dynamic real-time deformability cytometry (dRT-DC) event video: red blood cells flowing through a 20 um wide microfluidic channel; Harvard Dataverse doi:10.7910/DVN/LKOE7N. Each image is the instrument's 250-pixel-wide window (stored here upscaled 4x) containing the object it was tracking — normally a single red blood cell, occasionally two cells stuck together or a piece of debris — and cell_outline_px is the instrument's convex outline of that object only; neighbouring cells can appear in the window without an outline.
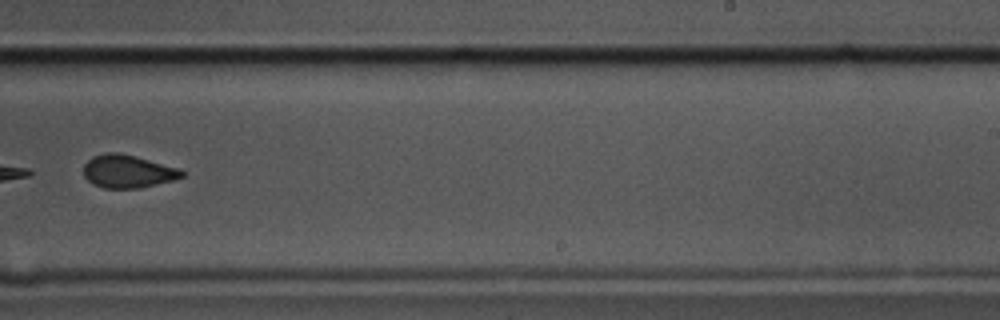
{"species": "common noctule bat (a hibernating species)", "species_latin": "Nyctalus noctula", "temperature_condition": "cold", "stored_images_in_passage": 6, "camera_frame_rate_fps": 3000, "um_per_image_px": 0.085, "animal": {"sex": "male", "body_mass_g": 17.5, "forearm_length_mm": 52.3}, "frame": {"image": 1, "passage_image": 6, "time_ms": 1.667, "image_size_px": [1000, 320], "cell_outline_px": [[184, 176], [172, 180], [140, 188], [104, 188], [92, 184], [84, 176], [84, 164], [92, 156], [104, 152], [120, 152], [136, 156], [180, 168], [184, 172]], "centroid_in_image_um": [10.84, 14.55], "position_along_channel_um": 278.2, "area_um2": 19.02}}